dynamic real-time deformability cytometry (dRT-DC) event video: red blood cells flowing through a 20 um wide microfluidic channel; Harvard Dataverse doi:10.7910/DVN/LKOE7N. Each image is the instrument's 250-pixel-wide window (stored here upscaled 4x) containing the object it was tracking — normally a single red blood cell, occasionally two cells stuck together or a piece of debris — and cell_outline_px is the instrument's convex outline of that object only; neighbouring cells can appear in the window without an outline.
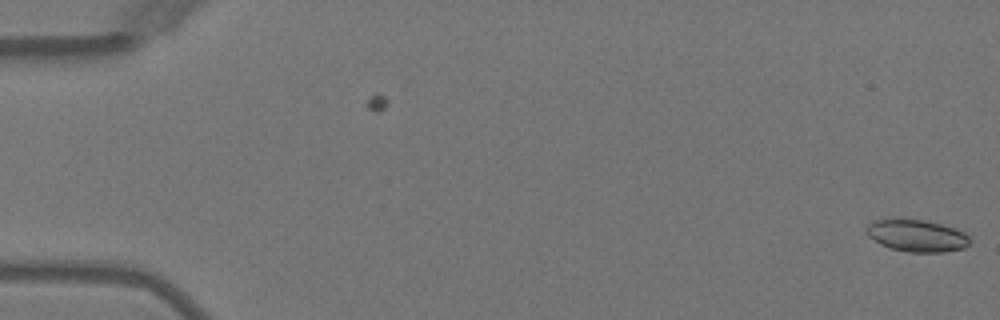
{"species": "Egyptian fruit bat (a non-hibernating species)", "species_latin": "Rousettus aegyptiacus", "temperature_condition": "warm", "stored_images_in_passage": 2, "camera_frame_rate_fps": 3000, "um_per_image_px": 0.085, "animal": {"sex": "female"}, "frame": {"image": 1, "passage_image": 2, "time_ms": 1.333, "image_size_px": [1000, 320], "cell_outline_px": [[972, 240], [964, 248], [944, 252], [908, 252], [892, 248], [880, 244], [868, 236], [864, 232], [864, 228], [872, 220], [896, 216], [924, 220], [956, 228], [964, 232]], "centroid_in_image_um": [77.86, 19.99], "position_along_channel_um": 7.1, "area_um2": 20.0}}